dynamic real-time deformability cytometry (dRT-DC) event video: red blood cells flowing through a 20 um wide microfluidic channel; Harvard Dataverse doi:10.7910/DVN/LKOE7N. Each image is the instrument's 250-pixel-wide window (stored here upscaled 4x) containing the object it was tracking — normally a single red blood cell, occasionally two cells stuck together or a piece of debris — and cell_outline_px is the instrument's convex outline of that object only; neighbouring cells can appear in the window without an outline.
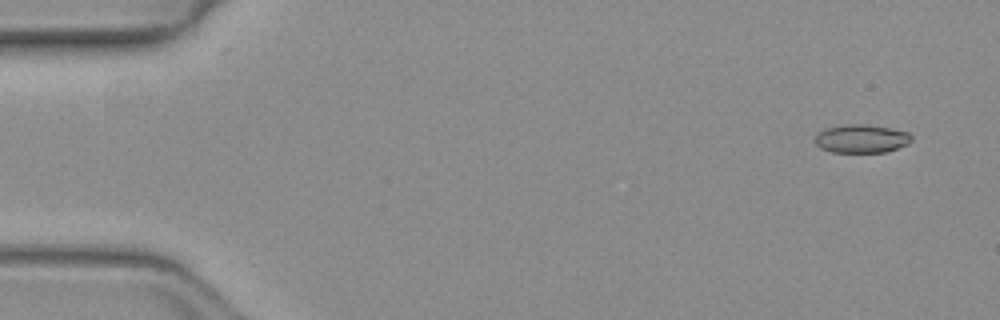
{"species": "common noctule bat (a hibernating species)", "species_latin": "Nyctalus noctula", "temperature_condition": "warm", "stored_images_in_passage": 51, "camera_frame_rate_fps": 3000, "um_per_image_px": 0.085, "animal": {"sex": "female", "body_mass_g": 19.3, "forearm_length_mm": 54.1}, "frame": {"image": 1, "passage_image": 3, "time_ms": 0.667, "image_size_px": [1000, 320], "cell_outline_px": [[912, 140], [908, 144], [884, 152], [832, 152], [820, 148], [816, 144], [816, 136], [824, 128], [844, 124], [868, 124], [908, 132], [912, 136]], "centroid_in_image_um": [73.22, 11.78], "position_along_channel_um": 11.8, "area_um2": 15.9}}
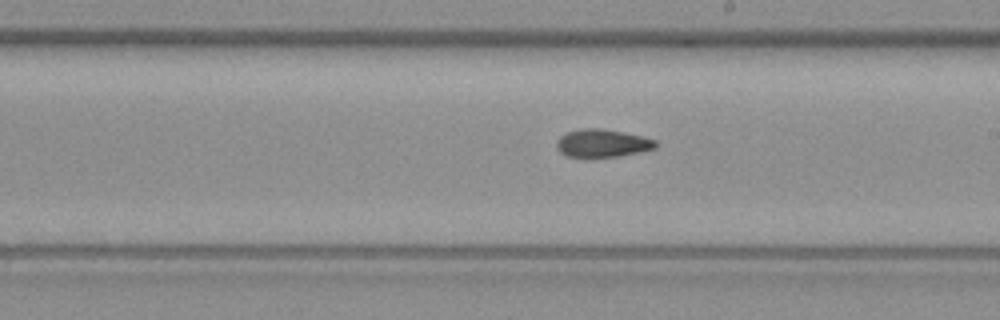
{"frame": {"image": 2, "passage_image": 29, "time_ms": 9.333, "image_size_px": [1000, 320], "cell_outline_px": [[656, 148], [640, 152], [620, 156], [588, 160], [564, 156], [556, 148], [556, 140], [560, 136], [568, 132], [580, 128], [604, 128], [644, 136], [656, 140]], "centroid_in_image_um": [51.15, 12.21], "position_along_channel_um": 237.8, "area_um2": 16.99}}
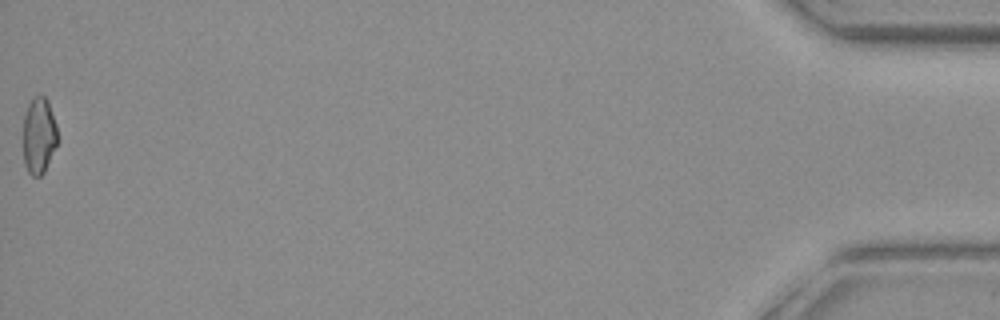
{"frame": {"image": 3, "passage_image": 51, "time_ms": 16.667, "image_size_px": [1000, 320], "cell_outline_px": [[56, 144], [44, 172], [40, 176], [32, 176], [28, 172], [24, 164], [24, 116], [28, 104], [36, 96], [44, 96], [48, 100], [56, 124]], "centroid_in_image_um": [3.29, 11.53], "position_along_channel_um": 431.9, "area_um2": 14.97}, "authors_computed_cell_mechanics": {"area_um2": 15.895, "velocity_mm_per_s": 4.0991, "shape_relaxation_time_tau1_ms": null, "shape_relaxation_time_tau2_ms": 5.8651, "deformation_change_tau1": null, "deformation_change_tau2": 0.1432}}